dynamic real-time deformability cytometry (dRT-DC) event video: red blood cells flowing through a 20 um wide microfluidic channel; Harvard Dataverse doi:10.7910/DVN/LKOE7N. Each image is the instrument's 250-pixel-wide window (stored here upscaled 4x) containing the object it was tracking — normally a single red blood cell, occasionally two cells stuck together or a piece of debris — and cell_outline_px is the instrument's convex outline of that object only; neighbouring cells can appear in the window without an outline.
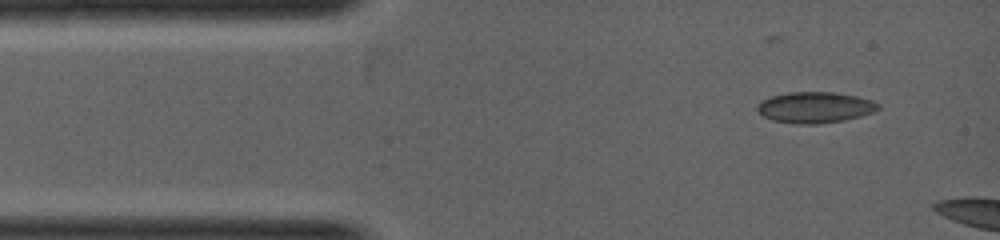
{"species": "common noctule bat (a hibernating species)", "species_latin": "Nyctalus noctula", "temperature_condition": "warm", "stored_images_in_passage": 4, "camera_frame_rate_fps": 5000, "um_per_image_px": 0.085, "animal": {"sex": "female", "body_mass_g": 19.0, "forearm_length_mm": 53.3}, "frame": {"image": 1, "passage_image": 1, "time_ms": 0.0, "image_size_px": [1000, 240], "cell_outline_px": [[880, 108], [872, 112], [860, 116], [844, 120], [820, 124], [796, 124], [772, 120], [764, 116], [756, 108], [756, 104], [760, 100], [772, 96], [788, 92], [832, 92], [856, 96], [872, 100], [880, 104]], "centroid_in_image_um": [69.26, 9.13], "position_along_channel_um": 15.7, "area_um2": 21.91}}